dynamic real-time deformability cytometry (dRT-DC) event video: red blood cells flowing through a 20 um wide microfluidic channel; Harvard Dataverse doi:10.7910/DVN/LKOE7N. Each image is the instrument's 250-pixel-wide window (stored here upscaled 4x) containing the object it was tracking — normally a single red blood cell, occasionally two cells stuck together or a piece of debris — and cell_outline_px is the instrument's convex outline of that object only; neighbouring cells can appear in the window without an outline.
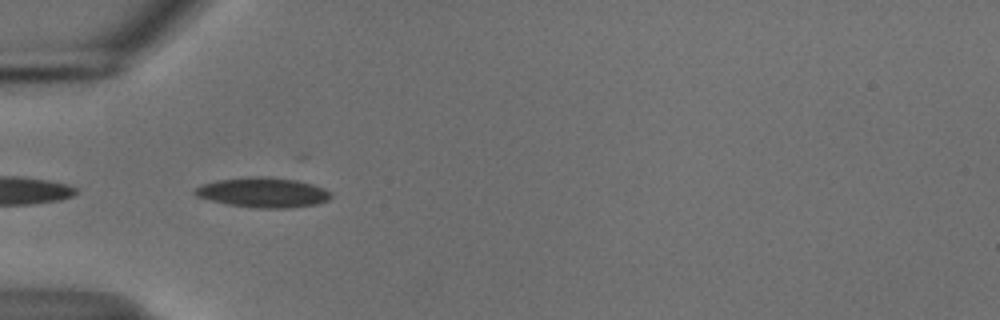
{"species": "common noctule bat (a hibernating species)", "species_latin": "Nyctalus noctula", "temperature_condition": "cold", "stored_images_in_passage": 15, "camera_frame_rate_fps": 3000, "um_per_image_px": 0.085, "animal": {"sex": "male", "body_mass_g": 18.8}, "frame": {"image": 1, "passage_image": 1, "time_ms": 0.0, "image_size_px": [1000, 320], "cell_outline_px": [[332, 196], [328, 200], [316, 204], [288, 208], [256, 208], [228, 204], [196, 196], [192, 192], [196, 188], [204, 184], [216, 180], [248, 176], [268, 176], [296, 180], [312, 184], [324, 188]], "centroid_in_image_um": [22.35, 16.35], "position_along_channel_um": 62.6, "area_um2": 23.64}}
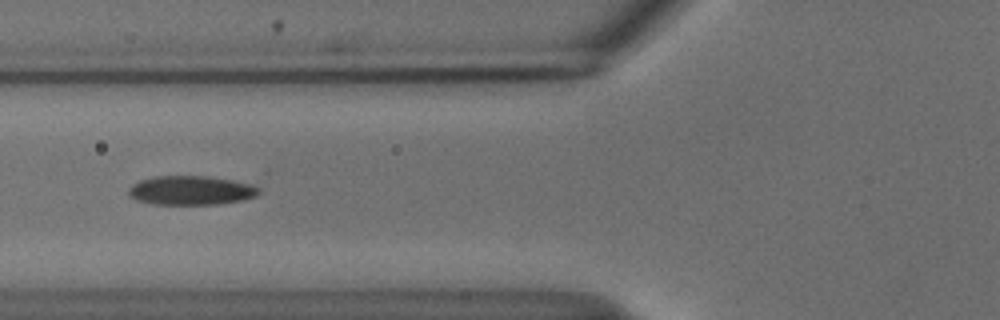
{"frame": {"image": 2, "passage_image": 5, "time_ms": 1.333, "image_size_px": [1000, 320], "cell_outline_px": [[260, 192], [256, 196], [244, 200], [216, 204], [152, 204], [136, 200], [128, 196], [128, 188], [132, 184], [140, 180], [152, 176], [208, 176], [260, 180]], "centroid_in_image_um": [16.42, 16.14], "position_along_channel_um": 109.4, "area_um2": 23.35}}
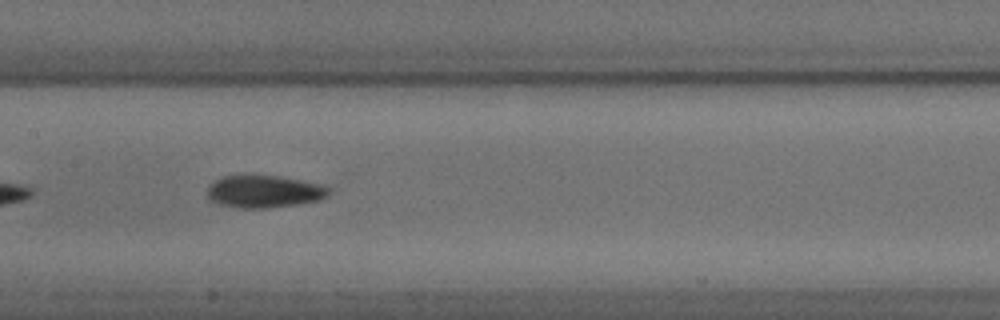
{"frame": {"image": 3, "passage_image": 11, "time_ms": 3.333, "image_size_px": [1000, 320], "cell_outline_px": [[328, 196], [320, 200], [296, 204], [264, 208], [236, 208], [220, 204], [212, 200], [208, 196], [208, 184], [224, 176], [244, 172], [252, 172], [280, 176], [320, 184], [328, 188]], "centroid_in_image_um": [22.39, 16.23], "position_along_channel_um": 185.0, "area_um2": 23.52}}